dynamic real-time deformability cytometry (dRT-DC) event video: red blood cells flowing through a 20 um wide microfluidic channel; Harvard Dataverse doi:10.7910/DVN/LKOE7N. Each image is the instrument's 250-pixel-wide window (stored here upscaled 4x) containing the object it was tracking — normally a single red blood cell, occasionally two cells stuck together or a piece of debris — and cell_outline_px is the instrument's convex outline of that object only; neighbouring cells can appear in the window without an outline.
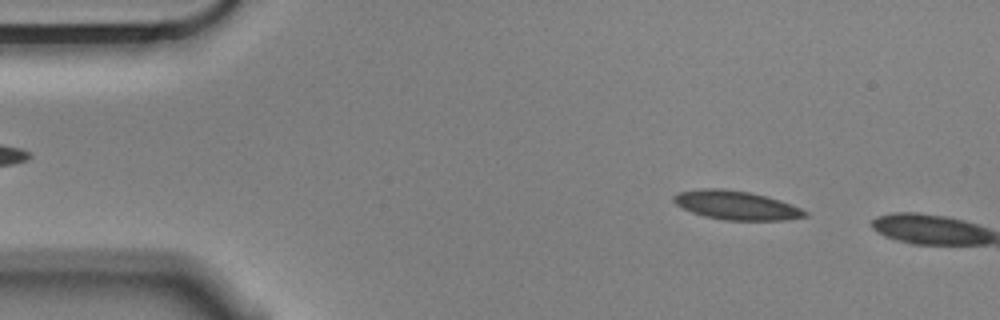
{"species": "Egyptian fruit bat (a non-hibernating species)", "species_latin": "Rousettus aegyptiacus", "temperature_condition": "cold", "stored_images_in_passage": 4, "camera_frame_rate_fps": 3000, "um_per_image_px": 0.085, "animal": {"sex": "male"}, "frame": {"image": 1, "passage_image": 3, "time_ms": 0.667, "image_size_px": [1000, 320], "cell_outline_px": [[808, 216], [784, 220], [724, 220], [704, 216], [692, 212], [676, 204], [672, 200], [672, 196], [680, 192], [704, 188], [724, 188], [748, 192], [768, 196], [780, 200], [800, 208], [808, 212]], "centroid_in_image_um": [62.58, 17.44], "position_along_channel_um": 22.4, "area_um2": 22.02}}